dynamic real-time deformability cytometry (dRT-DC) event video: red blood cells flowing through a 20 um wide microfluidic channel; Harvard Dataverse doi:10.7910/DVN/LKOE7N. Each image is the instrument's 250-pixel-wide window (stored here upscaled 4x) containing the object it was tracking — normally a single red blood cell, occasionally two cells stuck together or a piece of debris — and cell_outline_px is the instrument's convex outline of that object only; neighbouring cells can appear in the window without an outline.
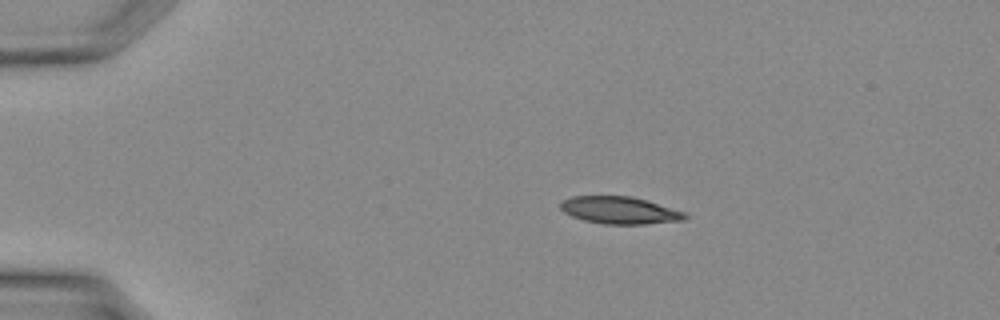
{"species": "Egyptian fruit bat (a non-hibernating species)", "species_latin": "Rousettus aegyptiacus", "temperature_condition": "warm", "stored_images_in_passage": 27, "camera_frame_rate_fps": 3000, "um_per_image_px": 0.085, "animal": {"sex": "female"}, "frame": {"image": 1, "passage_image": 1, "time_ms": 0.0, "image_size_px": [1000, 320], "cell_outline_px": [[688, 216], [684, 220], [644, 224], [604, 224], [584, 220], [572, 216], [564, 212], [560, 208], [560, 204], [564, 200], [572, 196], [632, 196], [684, 212]], "centroid_in_image_um": [52.65, 17.87], "position_along_channel_um": 32.3, "area_um2": 19.54}}
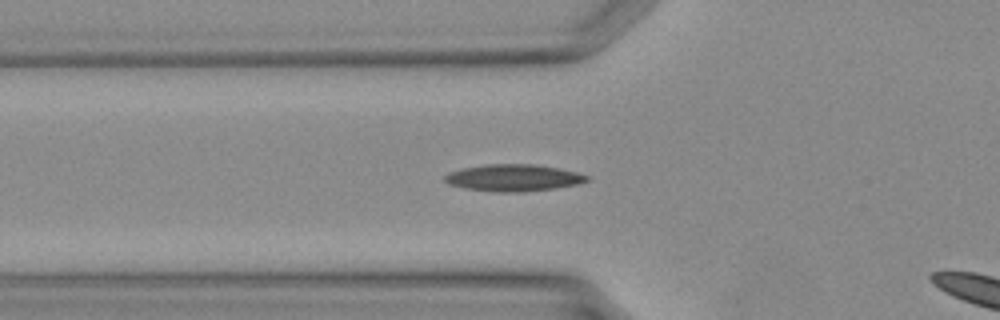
{"frame": {"image": 2, "passage_image": 7, "time_ms": 2.0, "image_size_px": [1000, 320], "cell_outline_px": [[592, 180], [580, 184], [556, 188], [524, 192], [496, 192], [464, 188], [448, 184], [444, 180], [444, 176], [448, 172], [464, 168], [488, 164], [532, 164], [556, 168], [576, 172], [588, 176]], "centroid_in_image_um": [43.66, 15.12], "position_along_channel_um": 82.1, "area_um2": 22.31}}
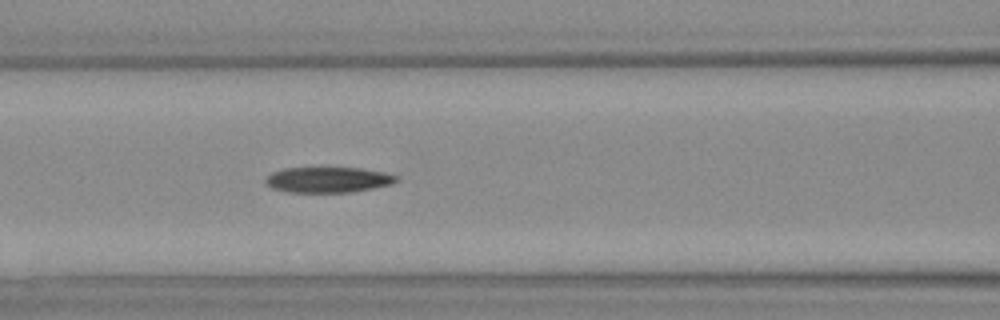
{"frame": {"image": 3, "passage_image": 10, "time_ms": 3.0, "image_size_px": [1000, 320], "cell_outline_px": [[396, 180], [392, 184], [352, 192], [288, 192], [272, 188], [264, 180], [272, 172], [284, 168], [360, 168], [384, 172], [396, 176]], "centroid_in_image_um": [27.86, 15.28], "position_along_channel_um": 138.7, "area_um2": 19.25}}